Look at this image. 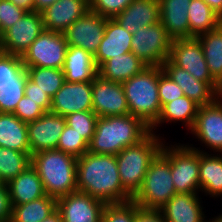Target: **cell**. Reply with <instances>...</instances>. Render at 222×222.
I'll return each instance as SVG.
<instances>
[{"label":"cell","instance_id":"23","mask_svg":"<svg viewBox=\"0 0 222 222\" xmlns=\"http://www.w3.org/2000/svg\"><path fill=\"white\" fill-rule=\"evenodd\" d=\"M160 23L172 40L189 38L188 9L191 0H159Z\"/></svg>","mask_w":222,"mask_h":222},{"label":"cell","instance_id":"37","mask_svg":"<svg viewBox=\"0 0 222 222\" xmlns=\"http://www.w3.org/2000/svg\"><path fill=\"white\" fill-rule=\"evenodd\" d=\"M98 116L93 110L80 111L65 116L66 125L75 129L89 143L95 133Z\"/></svg>","mask_w":222,"mask_h":222},{"label":"cell","instance_id":"9","mask_svg":"<svg viewBox=\"0 0 222 222\" xmlns=\"http://www.w3.org/2000/svg\"><path fill=\"white\" fill-rule=\"evenodd\" d=\"M67 48L64 33L43 30L21 59L25 67L62 69Z\"/></svg>","mask_w":222,"mask_h":222},{"label":"cell","instance_id":"20","mask_svg":"<svg viewBox=\"0 0 222 222\" xmlns=\"http://www.w3.org/2000/svg\"><path fill=\"white\" fill-rule=\"evenodd\" d=\"M124 29L134 34L144 26L160 22L159 0H134L114 18Z\"/></svg>","mask_w":222,"mask_h":222},{"label":"cell","instance_id":"48","mask_svg":"<svg viewBox=\"0 0 222 222\" xmlns=\"http://www.w3.org/2000/svg\"><path fill=\"white\" fill-rule=\"evenodd\" d=\"M56 1L57 0H34V11L42 12Z\"/></svg>","mask_w":222,"mask_h":222},{"label":"cell","instance_id":"51","mask_svg":"<svg viewBox=\"0 0 222 222\" xmlns=\"http://www.w3.org/2000/svg\"><path fill=\"white\" fill-rule=\"evenodd\" d=\"M209 222H222V216L219 214L217 217H214L212 221Z\"/></svg>","mask_w":222,"mask_h":222},{"label":"cell","instance_id":"19","mask_svg":"<svg viewBox=\"0 0 222 222\" xmlns=\"http://www.w3.org/2000/svg\"><path fill=\"white\" fill-rule=\"evenodd\" d=\"M162 70L183 90L187 96L199 106L213 103L219 93L207 82L194 78L187 70L173 64L166 59L162 64Z\"/></svg>","mask_w":222,"mask_h":222},{"label":"cell","instance_id":"44","mask_svg":"<svg viewBox=\"0 0 222 222\" xmlns=\"http://www.w3.org/2000/svg\"><path fill=\"white\" fill-rule=\"evenodd\" d=\"M24 94L29 97L30 100L36 102L45 112H50L51 97L46 92H43L38 87V84L33 82L29 77L25 83Z\"/></svg>","mask_w":222,"mask_h":222},{"label":"cell","instance_id":"40","mask_svg":"<svg viewBox=\"0 0 222 222\" xmlns=\"http://www.w3.org/2000/svg\"><path fill=\"white\" fill-rule=\"evenodd\" d=\"M134 0H89L90 11L114 19Z\"/></svg>","mask_w":222,"mask_h":222},{"label":"cell","instance_id":"39","mask_svg":"<svg viewBox=\"0 0 222 222\" xmlns=\"http://www.w3.org/2000/svg\"><path fill=\"white\" fill-rule=\"evenodd\" d=\"M25 83L17 82L0 85V112H14L18 102L25 95Z\"/></svg>","mask_w":222,"mask_h":222},{"label":"cell","instance_id":"33","mask_svg":"<svg viewBox=\"0 0 222 222\" xmlns=\"http://www.w3.org/2000/svg\"><path fill=\"white\" fill-rule=\"evenodd\" d=\"M31 165V154L0 147V178L7 184Z\"/></svg>","mask_w":222,"mask_h":222},{"label":"cell","instance_id":"18","mask_svg":"<svg viewBox=\"0 0 222 222\" xmlns=\"http://www.w3.org/2000/svg\"><path fill=\"white\" fill-rule=\"evenodd\" d=\"M89 10V0H57L41 12L44 30L64 33Z\"/></svg>","mask_w":222,"mask_h":222},{"label":"cell","instance_id":"50","mask_svg":"<svg viewBox=\"0 0 222 222\" xmlns=\"http://www.w3.org/2000/svg\"><path fill=\"white\" fill-rule=\"evenodd\" d=\"M41 222H63L59 211L56 209L52 214H50L46 219Z\"/></svg>","mask_w":222,"mask_h":222},{"label":"cell","instance_id":"42","mask_svg":"<svg viewBox=\"0 0 222 222\" xmlns=\"http://www.w3.org/2000/svg\"><path fill=\"white\" fill-rule=\"evenodd\" d=\"M9 0H0V36L26 13Z\"/></svg>","mask_w":222,"mask_h":222},{"label":"cell","instance_id":"17","mask_svg":"<svg viewBox=\"0 0 222 222\" xmlns=\"http://www.w3.org/2000/svg\"><path fill=\"white\" fill-rule=\"evenodd\" d=\"M92 109V82H67L51 98L50 112L63 117Z\"/></svg>","mask_w":222,"mask_h":222},{"label":"cell","instance_id":"21","mask_svg":"<svg viewBox=\"0 0 222 222\" xmlns=\"http://www.w3.org/2000/svg\"><path fill=\"white\" fill-rule=\"evenodd\" d=\"M132 34L124 29L115 19L106 22L105 34L94 55L99 68L107 60L131 52Z\"/></svg>","mask_w":222,"mask_h":222},{"label":"cell","instance_id":"16","mask_svg":"<svg viewBox=\"0 0 222 222\" xmlns=\"http://www.w3.org/2000/svg\"><path fill=\"white\" fill-rule=\"evenodd\" d=\"M65 125V117L51 112L27 123L30 154L56 149Z\"/></svg>","mask_w":222,"mask_h":222},{"label":"cell","instance_id":"49","mask_svg":"<svg viewBox=\"0 0 222 222\" xmlns=\"http://www.w3.org/2000/svg\"><path fill=\"white\" fill-rule=\"evenodd\" d=\"M222 19V0H203Z\"/></svg>","mask_w":222,"mask_h":222},{"label":"cell","instance_id":"24","mask_svg":"<svg viewBox=\"0 0 222 222\" xmlns=\"http://www.w3.org/2000/svg\"><path fill=\"white\" fill-rule=\"evenodd\" d=\"M62 70L67 82H92L98 76L94 55L76 46H68Z\"/></svg>","mask_w":222,"mask_h":222},{"label":"cell","instance_id":"12","mask_svg":"<svg viewBox=\"0 0 222 222\" xmlns=\"http://www.w3.org/2000/svg\"><path fill=\"white\" fill-rule=\"evenodd\" d=\"M107 18L90 10L64 32L68 46H76L95 55L105 34Z\"/></svg>","mask_w":222,"mask_h":222},{"label":"cell","instance_id":"28","mask_svg":"<svg viewBox=\"0 0 222 222\" xmlns=\"http://www.w3.org/2000/svg\"><path fill=\"white\" fill-rule=\"evenodd\" d=\"M194 101L187 96H182L178 99L172 100L161 107L160 115L157 121L150 127L151 132L157 129L162 123L169 122H183L188 130H191L199 109ZM155 128V129H154Z\"/></svg>","mask_w":222,"mask_h":222},{"label":"cell","instance_id":"10","mask_svg":"<svg viewBox=\"0 0 222 222\" xmlns=\"http://www.w3.org/2000/svg\"><path fill=\"white\" fill-rule=\"evenodd\" d=\"M168 59L187 70L194 78L209 83L218 93L221 86L212 78L200 41L193 37L172 40Z\"/></svg>","mask_w":222,"mask_h":222},{"label":"cell","instance_id":"7","mask_svg":"<svg viewBox=\"0 0 222 222\" xmlns=\"http://www.w3.org/2000/svg\"><path fill=\"white\" fill-rule=\"evenodd\" d=\"M160 154L169 162L176 193L199 194L200 151L189 144L162 145Z\"/></svg>","mask_w":222,"mask_h":222},{"label":"cell","instance_id":"13","mask_svg":"<svg viewBox=\"0 0 222 222\" xmlns=\"http://www.w3.org/2000/svg\"><path fill=\"white\" fill-rule=\"evenodd\" d=\"M92 109L98 117L130 114L122 83L98 75L92 81Z\"/></svg>","mask_w":222,"mask_h":222},{"label":"cell","instance_id":"46","mask_svg":"<svg viewBox=\"0 0 222 222\" xmlns=\"http://www.w3.org/2000/svg\"><path fill=\"white\" fill-rule=\"evenodd\" d=\"M135 222H166L160 210L138 207L135 211Z\"/></svg>","mask_w":222,"mask_h":222},{"label":"cell","instance_id":"5","mask_svg":"<svg viewBox=\"0 0 222 222\" xmlns=\"http://www.w3.org/2000/svg\"><path fill=\"white\" fill-rule=\"evenodd\" d=\"M151 132L139 143L128 146L116 156L123 188L133 197L141 188L150 163L160 153L164 141Z\"/></svg>","mask_w":222,"mask_h":222},{"label":"cell","instance_id":"45","mask_svg":"<svg viewBox=\"0 0 222 222\" xmlns=\"http://www.w3.org/2000/svg\"><path fill=\"white\" fill-rule=\"evenodd\" d=\"M12 204L7 184L0 186V222H10Z\"/></svg>","mask_w":222,"mask_h":222},{"label":"cell","instance_id":"52","mask_svg":"<svg viewBox=\"0 0 222 222\" xmlns=\"http://www.w3.org/2000/svg\"><path fill=\"white\" fill-rule=\"evenodd\" d=\"M219 97L222 99V85H221V88H220Z\"/></svg>","mask_w":222,"mask_h":222},{"label":"cell","instance_id":"4","mask_svg":"<svg viewBox=\"0 0 222 222\" xmlns=\"http://www.w3.org/2000/svg\"><path fill=\"white\" fill-rule=\"evenodd\" d=\"M161 70L162 66H147L122 83L130 115L142 119L149 127L157 121L161 112L158 94Z\"/></svg>","mask_w":222,"mask_h":222},{"label":"cell","instance_id":"15","mask_svg":"<svg viewBox=\"0 0 222 222\" xmlns=\"http://www.w3.org/2000/svg\"><path fill=\"white\" fill-rule=\"evenodd\" d=\"M222 99L200 106L190 132L214 152L222 155Z\"/></svg>","mask_w":222,"mask_h":222},{"label":"cell","instance_id":"22","mask_svg":"<svg viewBox=\"0 0 222 222\" xmlns=\"http://www.w3.org/2000/svg\"><path fill=\"white\" fill-rule=\"evenodd\" d=\"M200 204L197 194L176 193L160 211L166 222H209Z\"/></svg>","mask_w":222,"mask_h":222},{"label":"cell","instance_id":"27","mask_svg":"<svg viewBox=\"0 0 222 222\" xmlns=\"http://www.w3.org/2000/svg\"><path fill=\"white\" fill-rule=\"evenodd\" d=\"M0 147L30 153L27 123L13 113L0 112Z\"/></svg>","mask_w":222,"mask_h":222},{"label":"cell","instance_id":"53","mask_svg":"<svg viewBox=\"0 0 222 222\" xmlns=\"http://www.w3.org/2000/svg\"><path fill=\"white\" fill-rule=\"evenodd\" d=\"M5 183L2 181V179L0 178V186H3Z\"/></svg>","mask_w":222,"mask_h":222},{"label":"cell","instance_id":"29","mask_svg":"<svg viewBox=\"0 0 222 222\" xmlns=\"http://www.w3.org/2000/svg\"><path fill=\"white\" fill-rule=\"evenodd\" d=\"M200 151V190L210 197L222 196V156ZM215 155V156H214Z\"/></svg>","mask_w":222,"mask_h":222},{"label":"cell","instance_id":"43","mask_svg":"<svg viewBox=\"0 0 222 222\" xmlns=\"http://www.w3.org/2000/svg\"><path fill=\"white\" fill-rule=\"evenodd\" d=\"M45 111L29 97L23 96L17 104L13 114L23 122L29 123L40 118Z\"/></svg>","mask_w":222,"mask_h":222},{"label":"cell","instance_id":"1","mask_svg":"<svg viewBox=\"0 0 222 222\" xmlns=\"http://www.w3.org/2000/svg\"><path fill=\"white\" fill-rule=\"evenodd\" d=\"M76 185L77 191L87 193L105 204L132 200L121 184L117 159L112 154L86 152L77 158Z\"/></svg>","mask_w":222,"mask_h":222},{"label":"cell","instance_id":"14","mask_svg":"<svg viewBox=\"0 0 222 222\" xmlns=\"http://www.w3.org/2000/svg\"><path fill=\"white\" fill-rule=\"evenodd\" d=\"M105 203L87 193L75 191L57 199L63 222H102Z\"/></svg>","mask_w":222,"mask_h":222},{"label":"cell","instance_id":"32","mask_svg":"<svg viewBox=\"0 0 222 222\" xmlns=\"http://www.w3.org/2000/svg\"><path fill=\"white\" fill-rule=\"evenodd\" d=\"M57 209V199L45 195L21 205H12L10 222H41Z\"/></svg>","mask_w":222,"mask_h":222},{"label":"cell","instance_id":"8","mask_svg":"<svg viewBox=\"0 0 222 222\" xmlns=\"http://www.w3.org/2000/svg\"><path fill=\"white\" fill-rule=\"evenodd\" d=\"M132 35L131 52L147 66H162L168 59L172 39L160 22L144 26Z\"/></svg>","mask_w":222,"mask_h":222},{"label":"cell","instance_id":"26","mask_svg":"<svg viewBox=\"0 0 222 222\" xmlns=\"http://www.w3.org/2000/svg\"><path fill=\"white\" fill-rule=\"evenodd\" d=\"M147 65L133 52L113 57L98 68V75L108 81L123 83L139 74Z\"/></svg>","mask_w":222,"mask_h":222},{"label":"cell","instance_id":"47","mask_svg":"<svg viewBox=\"0 0 222 222\" xmlns=\"http://www.w3.org/2000/svg\"><path fill=\"white\" fill-rule=\"evenodd\" d=\"M15 6L24 9L27 12L34 11V0H9Z\"/></svg>","mask_w":222,"mask_h":222},{"label":"cell","instance_id":"36","mask_svg":"<svg viewBox=\"0 0 222 222\" xmlns=\"http://www.w3.org/2000/svg\"><path fill=\"white\" fill-rule=\"evenodd\" d=\"M89 143L74 128L65 125L57 145V150L63 151L76 158L88 152Z\"/></svg>","mask_w":222,"mask_h":222},{"label":"cell","instance_id":"3","mask_svg":"<svg viewBox=\"0 0 222 222\" xmlns=\"http://www.w3.org/2000/svg\"><path fill=\"white\" fill-rule=\"evenodd\" d=\"M31 165L42 180L46 195L58 199L77 191V158L57 149L31 155Z\"/></svg>","mask_w":222,"mask_h":222},{"label":"cell","instance_id":"35","mask_svg":"<svg viewBox=\"0 0 222 222\" xmlns=\"http://www.w3.org/2000/svg\"><path fill=\"white\" fill-rule=\"evenodd\" d=\"M27 78V70L23 64L21 56L0 51V85L26 82Z\"/></svg>","mask_w":222,"mask_h":222},{"label":"cell","instance_id":"34","mask_svg":"<svg viewBox=\"0 0 222 222\" xmlns=\"http://www.w3.org/2000/svg\"><path fill=\"white\" fill-rule=\"evenodd\" d=\"M28 77L51 98L63 86L65 74L62 69L26 67Z\"/></svg>","mask_w":222,"mask_h":222},{"label":"cell","instance_id":"6","mask_svg":"<svg viewBox=\"0 0 222 222\" xmlns=\"http://www.w3.org/2000/svg\"><path fill=\"white\" fill-rule=\"evenodd\" d=\"M176 194L169 162L159 153L150 163L132 200L141 208L160 210Z\"/></svg>","mask_w":222,"mask_h":222},{"label":"cell","instance_id":"41","mask_svg":"<svg viewBox=\"0 0 222 222\" xmlns=\"http://www.w3.org/2000/svg\"><path fill=\"white\" fill-rule=\"evenodd\" d=\"M158 94L161 106L184 96L183 90L163 70L159 72Z\"/></svg>","mask_w":222,"mask_h":222},{"label":"cell","instance_id":"2","mask_svg":"<svg viewBox=\"0 0 222 222\" xmlns=\"http://www.w3.org/2000/svg\"><path fill=\"white\" fill-rule=\"evenodd\" d=\"M151 133V128L130 114L98 117L88 152L117 155L124 148L135 145Z\"/></svg>","mask_w":222,"mask_h":222},{"label":"cell","instance_id":"11","mask_svg":"<svg viewBox=\"0 0 222 222\" xmlns=\"http://www.w3.org/2000/svg\"><path fill=\"white\" fill-rule=\"evenodd\" d=\"M43 30L41 12H26L0 36V51L22 56Z\"/></svg>","mask_w":222,"mask_h":222},{"label":"cell","instance_id":"25","mask_svg":"<svg viewBox=\"0 0 222 222\" xmlns=\"http://www.w3.org/2000/svg\"><path fill=\"white\" fill-rule=\"evenodd\" d=\"M7 186L12 205L28 203L46 195L42 180L32 165L7 183Z\"/></svg>","mask_w":222,"mask_h":222},{"label":"cell","instance_id":"38","mask_svg":"<svg viewBox=\"0 0 222 222\" xmlns=\"http://www.w3.org/2000/svg\"><path fill=\"white\" fill-rule=\"evenodd\" d=\"M138 207L133 200L106 204L102 212V222H135Z\"/></svg>","mask_w":222,"mask_h":222},{"label":"cell","instance_id":"31","mask_svg":"<svg viewBox=\"0 0 222 222\" xmlns=\"http://www.w3.org/2000/svg\"><path fill=\"white\" fill-rule=\"evenodd\" d=\"M189 38L213 31L222 19L203 0H191L188 9Z\"/></svg>","mask_w":222,"mask_h":222},{"label":"cell","instance_id":"30","mask_svg":"<svg viewBox=\"0 0 222 222\" xmlns=\"http://www.w3.org/2000/svg\"><path fill=\"white\" fill-rule=\"evenodd\" d=\"M203 48L204 58L212 78L222 85V23L213 31L196 37Z\"/></svg>","mask_w":222,"mask_h":222}]
</instances>
